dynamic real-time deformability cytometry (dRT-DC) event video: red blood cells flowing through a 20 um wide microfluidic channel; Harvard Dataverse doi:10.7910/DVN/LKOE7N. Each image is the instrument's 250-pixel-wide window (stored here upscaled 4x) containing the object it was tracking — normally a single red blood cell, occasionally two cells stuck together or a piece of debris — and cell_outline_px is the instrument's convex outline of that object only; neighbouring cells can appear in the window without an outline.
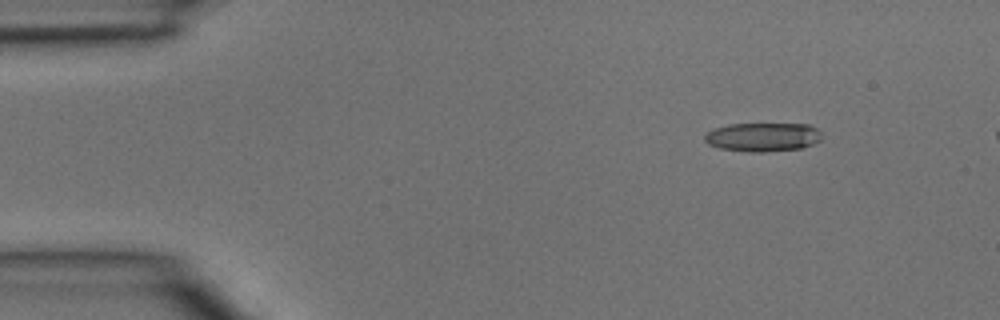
{"species": "common noctule bat (a hibernating species)", "species_latin": "Nyctalus noctula", "temperature_condition": "room temperature", "stored_images_in_passage": 3, "segment_of_instrument_passage": [2, 2], "camera_frame_rate_fps": 3000, "um_per_image_px": 0.085, "animal": {"sex": "male", "body_mass_g": 15.6}, "frame": {"image": 1, "passage_image": 3, "time_ms": 0.667, "image_size_px": [1000, 320], "cell_outline_px": [[820, 140], [812, 144], [800, 148], [764, 152], [748, 152], [720, 148], [708, 144], [704, 140], [704, 136], [708, 132], [716, 128], [728, 124], [808, 124], [816, 128], [820, 132]], "centroid_in_image_um": [64.82, 11.65], "position_along_channel_um": 20.2, "area_um2": 19.54}}